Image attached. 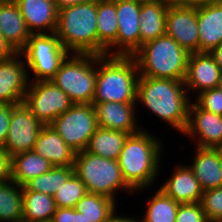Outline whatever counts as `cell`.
<instances>
[{"instance_id":"6da1fadb","label":"cell","mask_w":222,"mask_h":222,"mask_svg":"<svg viewBox=\"0 0 222 222\" xmlns=\"http://www.w3.org/2000/svg\"><path fill=\"white\" fill-rule=\"evenodd\" d=\"M184 80L139 76L136 104L142 105L171 129L184 133L192 101Z\"/></svg>"},{"instance_id":"7a4b0ae2","label":"cell","mask_w":222,"mask_h":222,"mask_svg":"<svg viewBox=\"0 0 222 222\" xmlns=\"http://www.w3.org/2000/svg\"><path fill=\"white\" fill-rule=\"evenodd\" d=\"M144 128L128 135L117 160L126 183L137 193L154 187L163 159L160 137Z\"/></svg>"},{"instance_id":"3957f363","label":"cell","mask_w":222,"mask_h":222,"mask_svg":"<svg viewBox=\"0 0 222 222\" xmlns=\"http://www.w3.org/2000/svg\"><path fill=\"white\" fill-rule=\"evenodd\" d=\"M139 71L132 56L96 55L92 102L136 103Z\"/></svg>"},{"instance_id":"277c9868","label":"cell","mask_w":222,"mask_h":222,"mask_svg":"<svg viewBox=\"0 0 222 222\" xmlns=\"http://www.w3.org/2000/svg\"><path fill=\"white\" fill-rule=\"evenodd\" d=\"M190 53L168 35L143 44L132 57L139 76L184 80Z\"/></svg>"},{"instance_id":"5b68a950","label":"cell","mask_w":222,"mask_h":222,"mask_svg":"<svg viewBox=\"0 0 222 222\" xmlns=\"http://www.w3.org/2000/svg\"><path fill=\"white\" fill-rule=\"evenodd\" d=\"M55 34L69 53L98 55L97 1L58 10Z\"/></svg>"},{"instance_id":"8992f818","label":"cell","mask_w":222,"mask_h":222,"mask_svg":"<svg viewBox=\"0 0 222 222\" xmlns=\"http://www.w3.org/2000/svg\"><path fill=\"white\" fill-rule=\"evenodd\" d=\"M74 170L89 193L105 195L117 203V192H130V195L135 193L126 183L118 161L84 150L76 153Z\"/></svg>"},{"instance_id":"52a82bcc","label":"cell","mask_w":222,"mask_h":222,"mask_svg":"<svg viewBox=\"0 0 222 222\" xmlns=\"http://www.w3.org/2000/svg\"><path fill=\"white\" fill-rule=\"evenodd\" d=\"M51 81L74 104H92L96 86V55L69 53Z\"/></svg>"},{"instance_id":"ba28073f","label":"cell","mask_w":222,"mask_h":222,"mask_svg":"<svg viewBox=\"0 0 222 222\" xmlns=\"http://www.w3.org/2000/svg\"><path fill=\"white\" fill-rule=\"evenodd\" d=\"M20 53L26 63L29 81L51 80L69 54L55 33H31Z\"/></svg>"},{"instance_id":"9c48e42d","label":"cell","mask_w":222,"mask_h":222,"mask_svg":"<svg viewBox=\"0 0 222 222\" xmlns=\"http://www.w3.org/2000/svg\"><path fill=\"white\" fill-rule=\"evenodd\" d=\"M76 153L84 151L98 128L93 104H73L50 124Z\"/></svg>"},{"instance_id":"30bf717a","label":"cell","mask_w":222,"mask_h":222,"mask_svg":"<svg viewBox=\"0 0 222 222\" xmlns=\"http://www.w3.org/2000/svg\"><path fill=\"white\" fill-rule=\"evenodd\" d=\"M23 103L43 125H49L74 104L51 80L30 81Z\"/></svg>"},{"instance_id":"8fae6325","label":"cell","mask_w":222,"mask_h":222,"mask_svg":"<svg viewBox=\"0 0 222 222\" xmlns=\"http://www.w3.org/2000/svg\"><path fill=\"white\" fill-rule=\"evenodd\" d=\"M113 1L117 9L118 34L116 42L106 51V55L132 56L140 48L141 2L138 0Z\"/></svg>"},{"instance_id":"7c38bea8","label":"cell","mask_w":222,"mask_h":222,"mask_svg":"<svg viewBox=\"0 0 222 222\" xmlns=\"http://www.w3.org/2000/svg\"><path fill=\"white\" fill-rule=\"evenodd\" d=\"M43 124L22 102L13 104L7 138L2 148L11 156L33 150Z\"/></svg>"},{"instance_id":"4fadbf2b","label":"cell","mask_w":222,"mask_h":222,"mask_svg":"<svg viewBox=\"0 0 222 222\" xmlns=\"http://www.w3.org/2000/svg\"><path fill=\"white\" fill-rule=\"evenodd\" d=\"M182 135L194 140L195 147L217 148L222 143V116L202 109L193 99Z\"/></svg>"},{"instance_id":"5bb4252c","label":"cell","mask_w":222,"mask_h":222,"mask_svg":"<svg viewBox=\"0 0 222 222\" xmlns=\"http://www.w3.org/2000/svg\"><path fill=\"white\" fill-rule=\"evenodd\" d=\"M165 34L176 40L189 53L199 52L197 7H180L169 4Z\"/></svg>"},{"instance_id":"9a60e30c","label":"cell","mask_w":222,"mask_h":222,"mask_svg":"<svg viewBox=\"0 0 222 222\" xmlns=\"http://www.w3.org/2000/svg\"><path fill=\"white\" fill-rule=\"evenodd\" d=\"M29 83L28 70L21 53L0 61V104L22 103Z\"/></svg>"},{"instance_id":"2e32d148","label":"cell","mask_w":222,"mask_h":222,"mask_svg":"<svg viewBox=\"0 0 222 222\" xmlns=\"http://www.w3.org/2000/svg\"><path fill=\"white\" fill-rule=\"evenodd\" d=\"M221 69L208 52L190 53L184 84L189 95L219 86Z\"/></svg>"},{"instance_id":"e0dca14e","label":"cell","mask_w":222,"mask_h":222,"mask_svg":"<svg viewBox=\"0 0 222 222\" xmlns=\"http://www.w3.org/2000/svg\"><path fill=\"white\" fill-rule=\"evenodd\" d=\"M98 127L134 134L142 129L138 124L136 103L92 102Z\"/></svg>"},{"instance_id":"ac0fdd59","label":"cell","mask_w":222,"mask_h":222,"mask_svg":"<svg viewBox=\"0 0 222 222\" xmlns=\"http://www.w3.org/2000/svg\"><path fill=\"white\" fill-rule=\"evenodd\" d=\"M173 169L159 189L179 204L201 202L203 191L189 165L177 163Z\"/></svg>"},{"instance_id":"d6986e66","label":"cell","mask_w":222,"mask_h":222,"mask_svg":"<svg viewBox=\"0 0 222 222\" xmlns=\"http://www.w3.org/2000/svg\"><path fill=\"white\" fill-rule=\"evenodd\" d=\"M31 33H55L58 10L54 0H14Z\"/></svg>"},{"instance_id":"ffe728a7","label":"cell","mask_w":222,"mask_h":222,"mask_svg":"<svg viewBox=\"0 0 222 222\" xmlns=\"http://www.w3.org/2000/svg\"><path fill=\"white\" fill-rule=\"evenodd\" d=\"M189 167L204 192L222 186V158L217 148L195 147Z\"/></svg>"},{"instance_id":"44dd1931","label":"cell","mask_w":222,"mask_h":222,"mask_svg":"<svg viewBox=\"0 0 222 222\" xmlns=\"http://www.w3.org/2000/svg\"><path fill=\"white\" fill-rule=\"evenodd\" d=\"M199 52L210 53L222 43V0L197 7Z\"/></svg>"},{"instance_id":"7402d4cb","label":"cell","mask_w":222,"mask_h":222,"mask_svg":"<svg viewBox=\"0 0 222 222\" xmlns=\"http://www.w3.org/2000/svg\"><path fill=\"white\" fill-rule=\"evenodd\" d=\"M33 150L54 166H74L76 152L50 125L42 126Z\"/></svg>"},{"instance_id":"603a6c76","label":"cell","mask_w":222,"mask_h":222,"mask_svg":"<svg viewBox=\"0 0 222 222\" xmlns=\"http://www.w3.org/2000/svg\"><path fill=\"white\" fill-rule=\"evenodd\" d=\"M0 32L17 53L25 48L31 32L14 0L0 3Z\"/></svg>"},{"instance_id":"cb8c5ba5","label":"cell","mask_w":222,"mask_h":222,"mask_svg":"<svg viewBox=\"0 0 222 222\" xmlns=\"http://www.w3.org/2000/svg\"><path fill=\"white\" fill-rule=\"evenodd\" d=\"M169 2H141L140 47L165 35L166 15Z\"/></svg>"},{"instance_id":"d4e9b609","label":"cell","mask_w":222,"mask_h":222,"mask_svg":"<svg viewBox=\"0 0 222 222\" xmlns=\"http://www.w3.org/2000/svg\"><path fill=\"white\" fill-rule=\"evenodd\" d=\"M98 55H106V51L116 42L118 34V16L116 3L113 0L97 1Z\"/></svg>"},{"instance_id":"484cf974","label":"cell","mask_w":222,"mask_h":222,"mask_svg":"<svg viewBox=\"0 0 222 222\" xmlns=\"http://www.w3.org/2000/svg\"><path fill=\"white\" fill-rule=\"evenodd\" d=\"M54 167L48 160L34 150L21 152L12 156V181L23 186L30 179L47 173Z\"/></svg>"},{"instance_id":"4316f807","label":"cell","mask_w":222,"mask_h":222,"mask_svg":"<svg viewBox=\"0 0 222 222\" xmlns=\"http://www.w3.org/2000/svg\"><path fill=\"white\" fill-rule=\"evenodd\" d=\"M128 133L98 127L91 136L87 152L117 161Z\"/></svg>"},{"instance_id":"83f0119b","label":"cell","mask_w":222,"mask_h":222,"mask_svg":"<svg viewBox=\"0 0 222 222\" xmlns=\"http://www.w3.org/2000/svg\"><path fill=\"white\" fill-rule=\"evenodd\" d=\"M23 222H51L57 209L51 195L22 191Z\"/></svg>"},{"instance_id":"f1b7e54d","label":"cell","mask_w":222,"mask_h":222,"mask_svg":"<svg viewBox=\"0 0 222 222\" xmlns=\"http://www.w3.org/2000/svg\"><path fill=\"white\" fill-rule=\"evenodd\" d=\"M0 222H23L22 186L0 182Z\"/></svg>"},{"instance_id":"f546056e","label":"cell","mask_w":222,"mask_h":222,"mask_svg":"<svg viewBox=\"0 0 222 222\" xmlns=\"http://www.w3.org/2000/svg\"><path fill=\"white\" fill-rule=\"evenodd\" d=\"M116 204L110 197L87 192L78 201L75 210L81 212L89 222H106L117 209Z\"/></svg>"},{"instance_id":"4dcf8cb0","label":"cell","mask_w":222,"mask_h":222,"mask_svg":"<svg viewBox=\"0 0 222 222\" xmlns=\"http://www.w3.org/2000/svg\"><path fill=\"white\" fill-rule=\"evenodd\" d=\"M75 173L74 166H54L50 171L30 179L22 191H34L54 196L58 188Z\"/></svg>"},{"instance_id":"1f68e13d","label":"cell","mask_w":222,"mask_h":222,"mask_svg":"<svg viewBox=\"0 0 222 222\" xmlns=\"http://www.w3.org/2000/svg\"><path fill=\"white\" fill-rule=\"evenodd\" d=\"M145 213L139 222H175L179 203L165 195L159 188L148 197Z\"/></svg>"},{"instance_id":"d6a6232c","label":"cell","mask_w":222,"mask_h":222,"mask_svg":"<svg viewBox=\"0 0 222 222\" xmlns=\"http://www.w3.org/2000/svg\"><path fill=\"white\" fill-rule=\"evenodd\" d=\"M87 193L81 179L74 173L66 183H63L53 198L57 208H75L78 201Z\"/></svg>"},{"instance_id":"836d02e7","label":"cell","mask_w":222,"mask_h":222,"mask_svg":"<svg viewBox=\"0 0 222 222\" xmlns=\"http://www.w3.org/2000/svg\"><path fill=\"white\" fill-rule=\"evenodd\" d=\"M200 203L208 220L222 221V186L204 191Z\"/></svg>"},{"instance_id":"e575fe53","label":"cell","mask_w":222,"mask_h":222,"mask_svg":"<svg viewBox=\"0 0 222 222\" xmlns=\"http://www.w3.org/2000/svg\"><path fill=\"white\" fill-rule=\"evenodd\" d=\"M195 102L206 111L222 116V88L205 90L195 97Z\"/></svg>"},{"instance_id":"d590c367","label":"cell","mask_w":222,"mask_h":222,"mask_svg":"<svg viewBox=\"0 0 222 222\" xmlns=\"http://www.w3.org/2000/svg\"><path fill=\"white\" fill-rule=\"evenodd\" d=\"M207 220L200 202L179 204L175 222H206Z\"/></svg>"},{"instance_id":"8d00e7d4","label":"cell","mask_w":222,"mask_h":222,"mask_svg":"<svg viewBox=\"0 0 222 222\" xmlns=\"http://www.w3.org/2000/svg\"><path fill=\"white\" fill-rule=\"evenodd\" d=\"M13 104H0V147L7 138Z\"/></svg>"},{"instance_id":"74e56055","label":"cell","mask_w":222,"mask_h":222,"mask_svg":"<svg viewBox=\"0 0 222 222\" xmlns=\"http://www.w3.org/2000/svg\"><path fill=\"white\" fill-rule=\"evenodd\" d=\"M12 156L0 147V182L12 180Z\"/></svg>"},{"instance_id":"f35d334b","label":"cell","mask_w":222,"mask_h":222,"mask_svg":"<svg viewBox=\"0 0 222 222\" xmlns=\"http://www.w3.org/2000/svg\"><path fill=\"white\" fill-rule=\"evenodd\" d=\"M51 222H77V210L75 208H57Z\"/></svg>"},{"instance_id":"ab89813d","label":"cell","mask_w":222,"mask_h":222,"mask_svg":"<svg viewBox=\"0 0 222 222\" xmlns=\"http://www.w3.org/2000/svg\"><path fill=\"white\" fill-rule=\"evenodd\" d=\"M17 52L5 40L0 32V61L12 58Z\"/></svg>"},{"instance_id":"60d3db41","label":"cell","mask_w":222,"mask_h":222,"mask_svg":"<svg viewBox=\"0 0 222 222\" xmlns=\"http://www.w3.org/2000/svg\"><path fill=\"white\" fill-rule=\"evenodd\" d=\"M218 0H169V3L180 7H200Z\"/></svg>"},{"instance_id":"b9f144b4","label":"cell","mask_w":222,"mask_h":222,"mask_svg":"<svg viewBox=\"0 0 222 222\" xmlns=\"http://www.w3.org/2000/svg\"><path fill=\"white\" fill-rule=\"evenodd\" d=\"M98 0H54L57 10H61L65 7H70L72 5L81 4V3H90Z\"/></svg>"},{"instance_id":"7bdbcfd3","label":"cell","mask_w":222,"mask_h":222,"mask_svg":"<svg viewBox=\"0 0 222 222\" xmlns=\"http://www.w3.org/2000/svg\"><path fill=\"white\" fill-rule=\"evenodd\" d=\"M127 217L126 215L117 214V209L114 211V213L108 218L106 222H139V217Z\"/></svg>"},{"instance_id":"ee69618b","label":"cell","mask_w":222,"mask_h":222,"mask_svg":"<svg viewBox=\"0 0 222 222\" xmlns=\"http://www.w3.org/2000/svg\"><path fill=\"white\" fill-rule=\"evenodd\" d=\"M210 54L214 57L215 62L218 64L219 68L222 71V43L214 48Z\"/></svg>"},{"instance_id":"f6af8a7d","label":"cell","mask_w":222,"mask_h":222,"mask_svg":"<svg viewBox=\"0 0 222 222\" xmlns=\"http://www.w3.org/2000/svg\"><path fill=\"white\" fill-rule=\"evenodd\" d=\"M77 222H89L85 217L84 215L77 211Z\"/></svg>"},{"instance_id":"bcb514c9","label":"cell","mask_w":222,"mask_h":222,"mask_svg":"<svg viewBox=\"0 0 222 222\" xmlns=\"http://www.w3.org/2000/svg\"><path fill=\"white\" fill-rule=\"evenodd\" d=\"M139 2H169V0H138Z\"/></svg>"},{"instance_id":"7dc6e473","label":"cell","mask_w":222,"mask_h":222,"mask_svg":"<svg viewBox=\"0 0 222 222\" xmlns=\"http://www.w3.org/2000/svg\"><path fill=\"white\" fill-rule=\"evenodd\" d=\"M220 155H221V158H222V143L217 147Z\"/></svg>"},{"instance_id":"c3c4849f","label":"cell","mask_w":222,"mask_h":222,"mask_svg":"<svg viewBox=\"0 0 222 222\" xmlns=\"http://www.w3.org/2000/svg\"><path fill=\"white\" fill-rule=\"evenodd\" d=\"M219 87L222 88V71H221V77H220V81H219Z\"/></svg>"},{"instance_id":"681fc988","label":"cell","mask_w":222,"mask_h":222,"mask_svg":"<svg viewBox=\"0 0 222 222\" xmlns=\"http://www.w3.org/2000/svg\"><path fill=\"white\" fill-rule=\"evenodd\" d=\"M206 222H222L220 220H207Z\"/></svg>"},{"instance_id":"f907efd6","label":"cell","mask_w":222,"mask_h":222,"mask_svg":"<svg viewBox=\"0 0 222 222\" xmlns=\"http://www.w3.org/2000/svg\"><path fill=\"white\" fill-rule=\"evenodd\" d=\"M9 1H13V0H0V3L9 2Z\"/></svg>"}]
</instances>
